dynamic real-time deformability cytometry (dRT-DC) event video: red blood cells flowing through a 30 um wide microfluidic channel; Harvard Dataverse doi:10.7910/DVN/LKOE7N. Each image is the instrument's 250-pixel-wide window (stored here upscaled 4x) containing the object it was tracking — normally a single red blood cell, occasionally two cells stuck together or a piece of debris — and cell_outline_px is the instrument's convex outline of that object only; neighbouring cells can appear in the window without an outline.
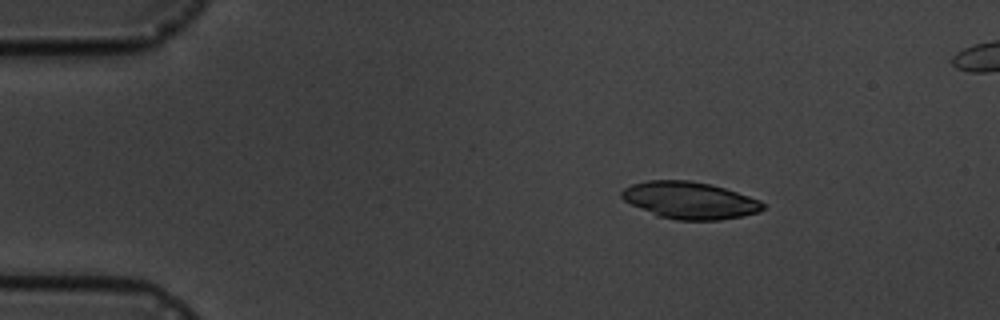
{"species": "common noctule bat (a hibernating species)", "species_latin": "Nyctalus noctula", "temperature_condition": "cold", "stored_images_in_passage": 5, "camera_frame_rate_fps": 3000, "um_per_image_px": 0.085, "animal": {"sex": "male", "body_mass_g": 19.5, "forearm_length_mm": 54.6}, "frame": {"image": 1, "passage_image": 2, "time_ms": 1.333, "image_size_px": [1000, 320], "cell_outline_px": [[764, 208], [760, 212], [720, 220], [676, 220], [656, 216], [624, 200], [620, 196], [620, 192], [624, 188], [632, 184], [648, 180], [688, 180], [708, 184], [724, 188], [760, 200], [764, 204]], "centroid_in_image_um": [58.6, 17.03], "position_along_channel_um": 26.4, "area_um2": 30.35}}